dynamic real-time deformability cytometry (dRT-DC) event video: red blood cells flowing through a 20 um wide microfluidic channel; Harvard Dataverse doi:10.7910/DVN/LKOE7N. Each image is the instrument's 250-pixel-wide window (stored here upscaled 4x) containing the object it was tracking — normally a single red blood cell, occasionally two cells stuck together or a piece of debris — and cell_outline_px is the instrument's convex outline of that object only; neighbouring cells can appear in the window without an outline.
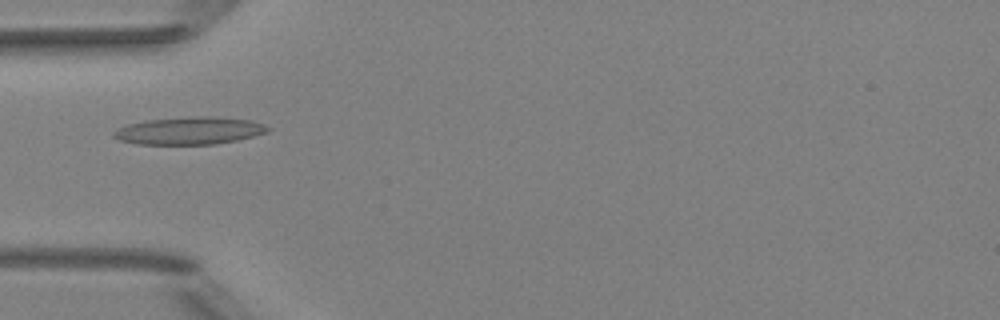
{"species": "Egyptian fruit bat (a non-hibernating species)", "species_latin": "Rousettus aegyptiacus", "temperature_condition": "room temperature", "stored_images_in_passage": 5, "camera_frame_rate_fps": 3000, "um_per_image_px": 0.085, "animal": {"sex": "female"}, "frame": {"image": 1, "passage_image": 5, "time_ms": 1.333, "image_size_px": [1000, 320], "cell_outline_px": [[272, 128], [268, 132], [236, 140], [216, 144], [136, 144], [120, 140], [112, 136], [112, 132], [116, 128], [124, 124], [148, 120], [196, 116], [212, 116], [252, 120], [264, 124]], "centroid_in_image_um": [16.08, 11.1], "position_along_channel_um": 68.9, "area_um2": 24.85}}